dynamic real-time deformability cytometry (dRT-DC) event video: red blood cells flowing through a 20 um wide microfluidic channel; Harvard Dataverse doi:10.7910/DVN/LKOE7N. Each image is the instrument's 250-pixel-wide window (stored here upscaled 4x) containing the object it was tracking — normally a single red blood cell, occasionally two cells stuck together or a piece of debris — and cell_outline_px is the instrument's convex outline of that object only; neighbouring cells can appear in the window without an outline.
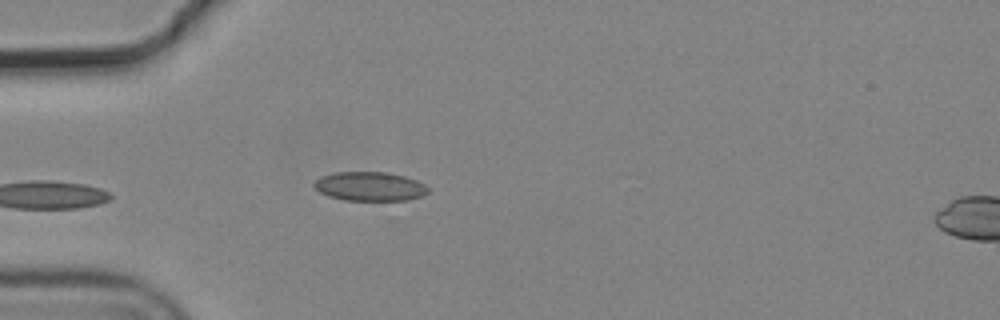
{"species": "common noctule bat (a hibernating species)", "species_latin": "Nyctalus noctula", "temperature_condition": "cold", "stored_images_in_passage": 6, "segment_of_instrument_passage": [1, 2], "camera_frame_rate_fps": 3000, "um_per_image_px": 0.085, "animal": {"sex": "male", "body_mass_g": 19.2, "forearm_length_mm": 51.8}, "frame": {"image": 1, "passage_image": 5, "time_ms": 1.333, "image_size_px": [1000, 320], "cell_outline_px": [[428, 192], [420, 196], [408, 200], [344, 200], [328, 196], [320, 192], [312, 184], [320, 176], [336, 172], [388, 172], [404, 176], [416, 180], [424, 184], [428, 188]], "centroid_in_image_um": [31.41, 15.84], "position_along_channel_um": 53.6, "area_um2": 19.25}}